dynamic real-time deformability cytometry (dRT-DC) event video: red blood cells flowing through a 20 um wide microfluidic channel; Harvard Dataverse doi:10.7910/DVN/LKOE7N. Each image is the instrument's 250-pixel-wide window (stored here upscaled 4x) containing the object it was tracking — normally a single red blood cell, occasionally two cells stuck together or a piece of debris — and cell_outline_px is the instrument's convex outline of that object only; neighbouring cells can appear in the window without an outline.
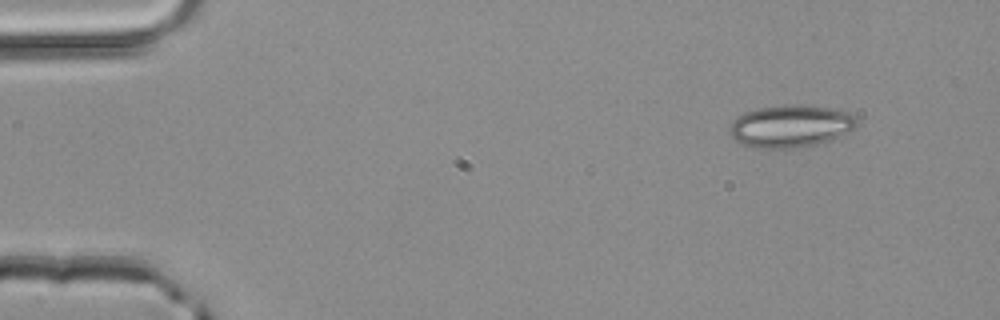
{"species": "common noctule bat (a hibernating species)", "species_latin": "Nyctalus noctula", "temperature_condition": "room temperature", "stored_images_in_passage": 3, "camera_frame_rate_fps": 3000, "um_per_image_px": 0.085, "animal": {"sex": "male", "body_mass_g": 20.4}, "frame": {"image": 1, "passage_image": 3, "time_ms": 0.667, "image_size_px": [1000, 320], "cell_outline_px": [[860, 124], [856, 128], [832, 140], [800, 148], [752, 148], [736, 140], [728, 132], [728, 128], [744, 112], [760, 108], [784, 104], [796, 104], [828, 108], [848, 112], [856, 116]], "centroid_in_image_um": [67.25, 10.73], "position_along_channel_um": 17.7, "area_um2": 31.56}}